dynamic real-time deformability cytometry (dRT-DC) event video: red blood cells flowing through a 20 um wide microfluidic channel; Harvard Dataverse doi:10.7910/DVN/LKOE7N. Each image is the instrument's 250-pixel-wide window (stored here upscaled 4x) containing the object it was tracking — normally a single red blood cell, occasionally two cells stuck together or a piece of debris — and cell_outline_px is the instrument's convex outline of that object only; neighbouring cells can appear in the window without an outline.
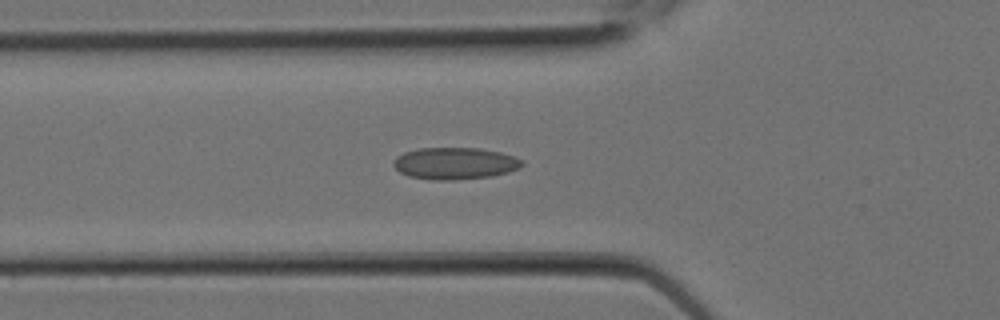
{"species": "Egyptian fruit bat (a non-hibernating species)", "species_latin": "Rousettus aegyptiacus", "temperature_condition": "room temperature", "stored_images_in_passage": 8, "camera_frame_rate_fps": 3000, "um_per_image_px": 0.085, "animal": {"sex": "female"}, "frame": {"image": 1, "passage_image": 5, "time_ms": 1.333, "image_size_px": [1000, 320], "cell_outline_px": [[524, 164], [520, 168], [508, 172], [492, 176], [452, 180], [436, 180], [408, 176], [400, 172], [392, 164], [392, 160], [396, 156], [404, 152], [420, 148], [480, 148], [500, 152], [516, 156], [524, 160]], "centroid_in_image_um": [38.69, 13.88], "position_along_channel_um": 87.1, "area_um2": 24.1}}
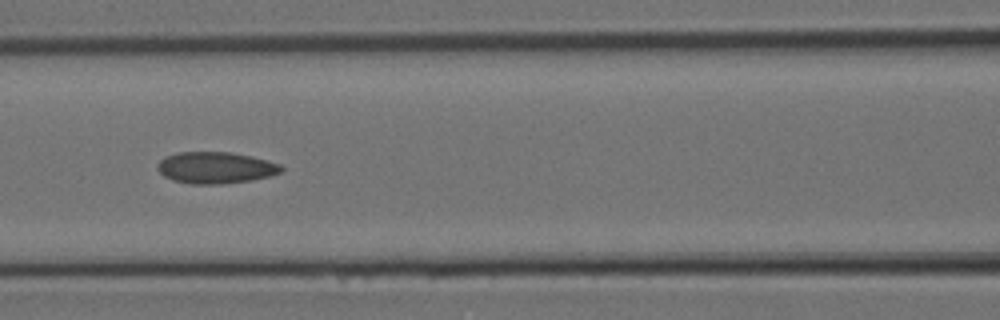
{"frame": {"image": 2, "passage_image": 7, "time_ms": 2.0, "image_size_px": [1000, 320], "cell_outline_px": [[284, 168], [280, 172], [272, 176], [252, 180], [220, 184], [192, 184], [172, 180], [164, 176], [156, 168], [156, 164], [164, 156], [176, 152], [232, 152], [252, 156], [268, 160], [280, 164]], "centroid_in_image_um": [18.32, 14.25], "position_along_channel_um": 148.3, "area_um2": 23.06}}
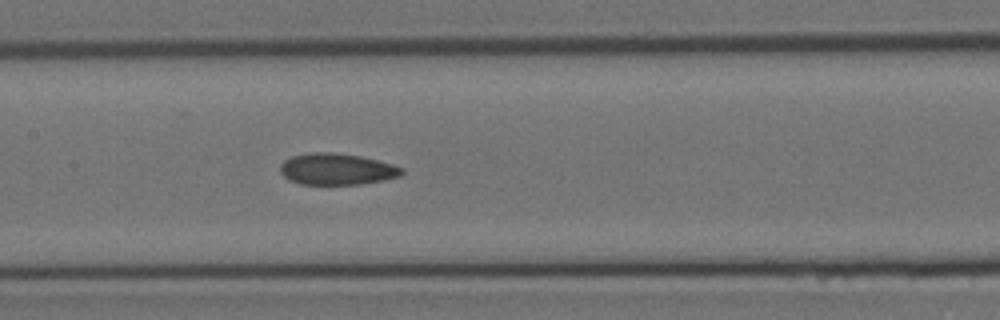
{"frame": {"image": 3, "passage_image": 8, "time_ms": 2.333, "image_size_px": [1000, 320], "cell_outline_px": [[404, 172], [400, 176], [384, 180], [360, 184], [300, 184], [288, 180], [280, 172], [280, 164], [284, 160], [292, 156], [308, 152], [332, 152], [360, 156], [392, 164], [404, 168]], "centroid_in_image_um": [28.61, 14.37], "position_along_channel_um": 178.8, "area_um2": 22.37}}